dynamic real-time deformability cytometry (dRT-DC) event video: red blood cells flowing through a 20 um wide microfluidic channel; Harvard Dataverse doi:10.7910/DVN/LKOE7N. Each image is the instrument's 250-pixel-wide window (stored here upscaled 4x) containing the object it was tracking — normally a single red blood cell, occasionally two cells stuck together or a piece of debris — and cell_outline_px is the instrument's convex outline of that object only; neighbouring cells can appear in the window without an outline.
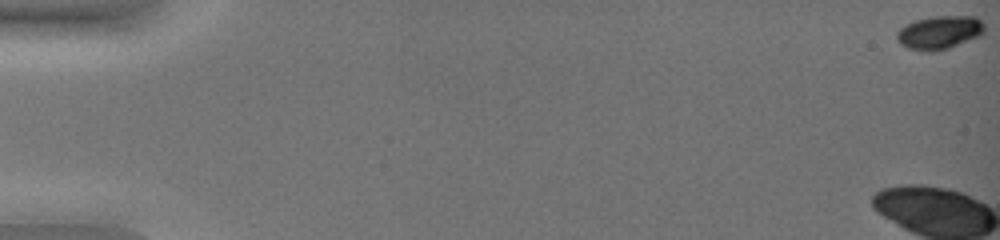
{"species": "common noctule bat (a hibernating species)", "species_latin": "Nyctalus noctula", "temperature_condition": "warm", "stored_images_in_passage": 23, "camera_frame_rate_fps": 3000, "um_per_image_px": 0.085, "animal": {"sex": "female", "body_mass_g": 19.0, "forearm_length_mm": 51.5}, "frame": {"image": 1, "passage_image": 1, "time_ms": 0.0, "image_size_px": [1000, 240], "cell_outline_px": [[984, 32], [980, 36], [948, 48], [932, 52], [928, 52], [908, 48], [900, 44], [896, 40], [896, 32], [900, 28], [916, 20], [936, 16], [976, 16], [984, 24]], "centroid_in_image_um": [79.85, 2.76], "position_along_channel_um": 5.1, "area_um2": 17.05}}